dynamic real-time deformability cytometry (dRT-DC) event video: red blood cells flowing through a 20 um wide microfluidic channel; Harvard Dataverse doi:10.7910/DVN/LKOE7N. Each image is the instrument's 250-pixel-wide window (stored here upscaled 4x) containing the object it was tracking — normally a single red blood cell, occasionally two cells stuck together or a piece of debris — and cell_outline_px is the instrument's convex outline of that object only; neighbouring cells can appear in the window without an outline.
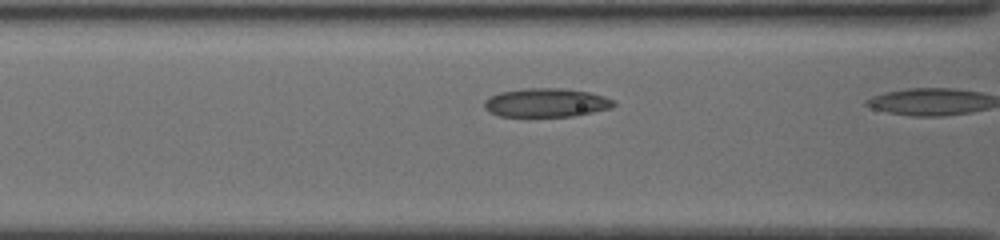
{"species": "common noctule bat (a hibernating species)", "species_latin": "Nyctalus noctula", "temperature_condition": "cold", "stored_images_in_passage": 11, "camera_frame_rate_fps": 3000, "um_per_image_px": 0.085, "animal": {"sex": "female", "body_mass_g": 19.5, "forearm_length_mm": 54.1}, "frame": {"image": 1, "passage_image": 10, "time_ms": 3.0, "image_size_px": [1000, 240], "cell_outline_px": [[616, 104], [608, 108], [592, 112], [572, 116], [500, 116], [484, 108], [484, 100], [500, 92], [528, 88], [564, 88], [588, 92], [604, 96], [612, 100]], "centroid_in_image_um": [46.41, 8.72], "position_along_channel_um": 120.2, "area_um2": 21.33}}